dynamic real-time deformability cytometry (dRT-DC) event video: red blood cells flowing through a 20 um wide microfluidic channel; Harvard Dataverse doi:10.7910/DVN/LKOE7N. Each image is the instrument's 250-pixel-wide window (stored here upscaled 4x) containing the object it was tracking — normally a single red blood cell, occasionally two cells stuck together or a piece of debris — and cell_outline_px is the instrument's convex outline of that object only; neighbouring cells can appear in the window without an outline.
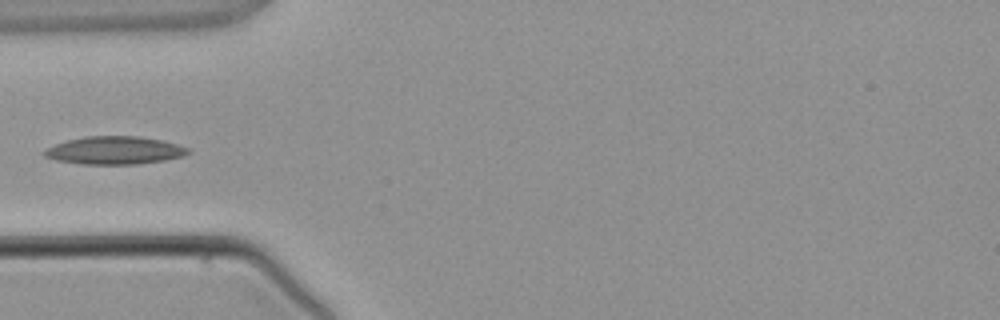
{"species": "common noctule bat (a hibernating species)", "species_latin": "Nyctalus noctula", "temperature_condition": "warm", "stored_images_in_passage": 4, "camera_frame_rate_fps": 3000, "um_per_image_px": 0.085, "animal": {"sex": "male", "body_mass_g": 21.5, "forearm_length_mm": 52.0}, "frame": {"image": 1, "passage_image": 4, "time_ms": 4.667, "image_size_px": [1000, 320], "cell_outline_px": [[192, 152], [184, 156], [164, 160], [136, 164], [80, 164], [56, 160], [44, 156], [40, 152], [56, 144], [68, 140], [84, 136], [140, 136], [160, 140], [192, 148]], "centroid_in_image_um": [9.76, 12.78], "position_along_channel_um": 75.2, "area_um2": 23.47}}